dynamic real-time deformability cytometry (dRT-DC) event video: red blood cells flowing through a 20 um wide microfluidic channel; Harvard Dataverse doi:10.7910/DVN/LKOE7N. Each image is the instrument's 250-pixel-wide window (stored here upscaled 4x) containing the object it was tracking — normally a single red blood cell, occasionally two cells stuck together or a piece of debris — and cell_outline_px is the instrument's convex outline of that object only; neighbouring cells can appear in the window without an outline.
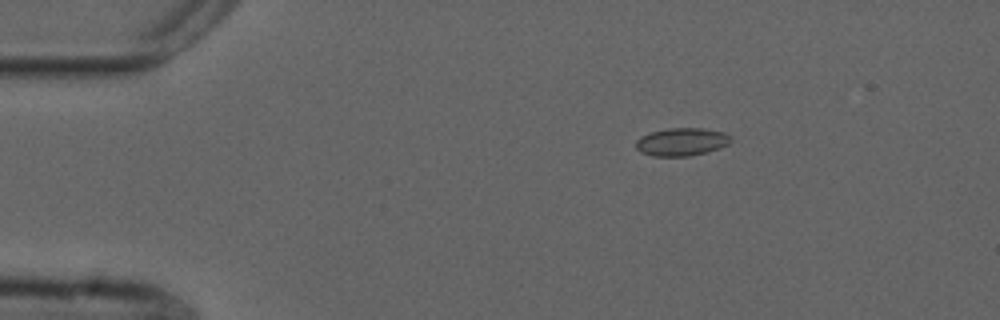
{"species": "common noctule bat (a hibernating species)", "species_latin": "Nyctalus noctula", "temperature_condition": "cold", "stored_images_in_passage": 9, "camera_frame_rate_fps": 3000, "um_per_image_px": 0.085, "animal": {"sex": "male", "forearm_length_mm": 52.5}, "frame": {"image": 1, "passage_image": 2, "time_ms": 0.333, "image_size_px": [1000, 320], "cell_outline_px": [[732, 140], [728, 144], [720, 148], [708, 152], [688, 156], [652, 156], [640, 152], [636, 148], [636, 140], [640, 136], [652, 132], [668, 128], [704, 128], [724, 132], [732, 136]], "centroid_in_image_um": [57.96, 12.05], "position_along_channel_um": 27.0, "area_um2": 15.61}}
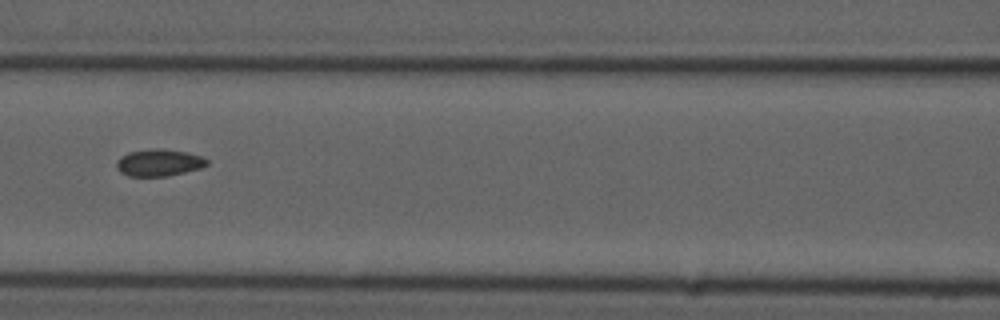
{"frame": {"image": 2, "passage_image": 6, "time_ms": 1.667, "image_size_px": [1000, 320], "cell_outline_px": [[208, 164], [200, 168], [168, 176], [128, 176], [120, 172], [116, 168], [116, 160], [120, 156], [128, 152], [156, 148], [188, 152], [200, 156], [208, 160]], "centroid_in_image_um": [13.47, 13.82], "position_along_channel_um": 153.1, "area_um2": 14.22}}
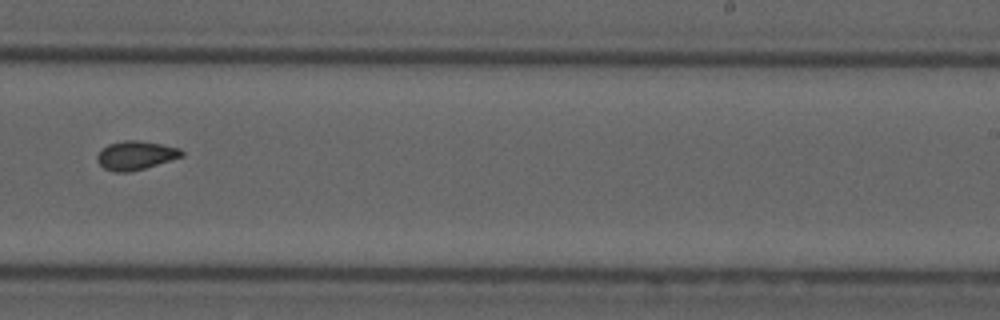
{"frame": {"image": 3, "passage_image": 9, "time_ms": 2.667, "image_size_px": [1000, 320], "cell_outline_px": [[184, 156], [144, 168], [128, 172], [112, 172], [104, 168], [96, 160], [96, 156], [108, 144], [124, 140], [136, 140], [160, 144], [180, 148], [184, 152]], "centroid_in_image_um": [11.53, 13.21], "position_along_channel_um": 277.5, "area_um2": 14.05}}